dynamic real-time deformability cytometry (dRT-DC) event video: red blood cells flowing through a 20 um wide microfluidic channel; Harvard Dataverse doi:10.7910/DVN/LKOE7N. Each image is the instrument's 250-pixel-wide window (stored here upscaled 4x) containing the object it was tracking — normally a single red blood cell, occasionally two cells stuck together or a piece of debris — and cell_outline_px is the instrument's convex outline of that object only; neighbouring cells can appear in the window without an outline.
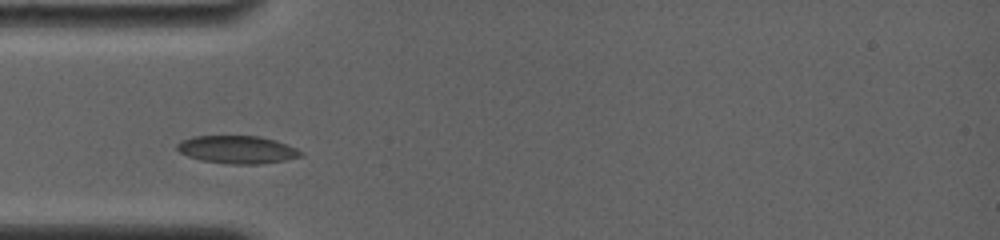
{"species": "common noctule bat (a hibernating species)", "species_latin": "Nyctalus noctula", "temperature_condition": "room temperature", "stored_images_in_passage": 40, "camera_frame_rate_fps": 4000, "um_per_image_px": 0.085, "animal": {"sex": "female", "body_mass_g": 19.0, "forearm_length_mm": 56.7}, "frame": {"image": 1, "passage_image": 1, "time_ms": 0.0, "image_size_px": [1000, 240], "cell_outline_px": [[304, 156], [284, 160], [260, 164], [232, 164], [200, 160], [188, 156], [180, 152], [176, 148], [176, 144], [180, 140], [192, 136], [260, 136], [276, 140], [296, 148], [304, 152]], "centroid_in_image_um": [20.17, 12.71], "position_along_channel_um": 64.8, "area_um2": 20.17}}
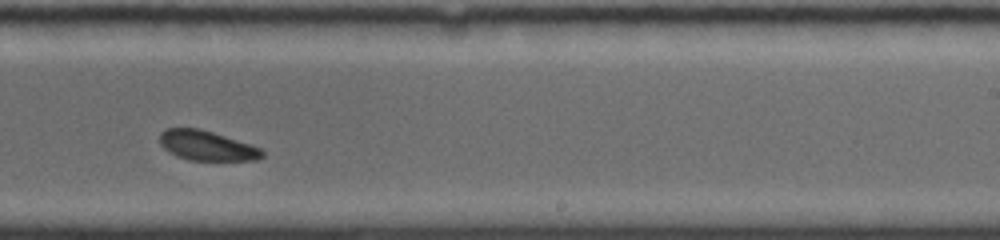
{"frame": {"image": 2, "passage_image": 23, "time_ms": 5.5, "image_size_px": [1000, 240], "cell_outline_px": [[264, 156], [256, 160], [188, 160], [176, 156], [168, 152], [160, 144], [160, 132], [168, 128], [200, 128], [252, 144], [260, 148], [264, 152]], "centroid_in_image_um": [17.58, 12.38], "position_along_channel_um": 271.4, "area_um2": 17.92}}
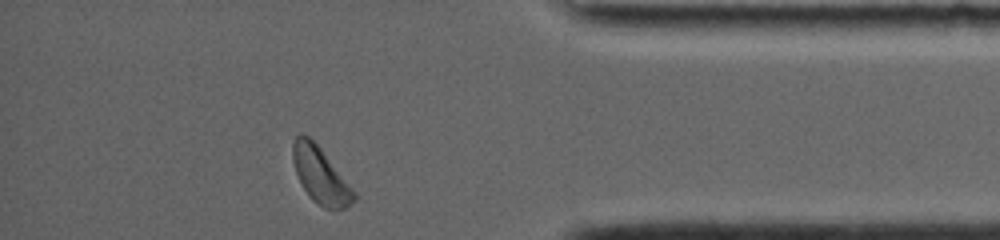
{"frame": {"image": 3, "passage_image": 39, "time_ms": 9.5, "image_size_px": [1000, 240], "cell_outline_px": [[356, 200], [344, 208], [324, 208], [312, 200], [304, 188], [296, 172], [292, 160], [292, 144], [296, 136], [300, 132], [308, 136], [320, 148], [356, 192]], "centroid_in_image_um": [27.23, 14.89], "position_along_channel_um": 408.0, "area_um2": 19.65}}